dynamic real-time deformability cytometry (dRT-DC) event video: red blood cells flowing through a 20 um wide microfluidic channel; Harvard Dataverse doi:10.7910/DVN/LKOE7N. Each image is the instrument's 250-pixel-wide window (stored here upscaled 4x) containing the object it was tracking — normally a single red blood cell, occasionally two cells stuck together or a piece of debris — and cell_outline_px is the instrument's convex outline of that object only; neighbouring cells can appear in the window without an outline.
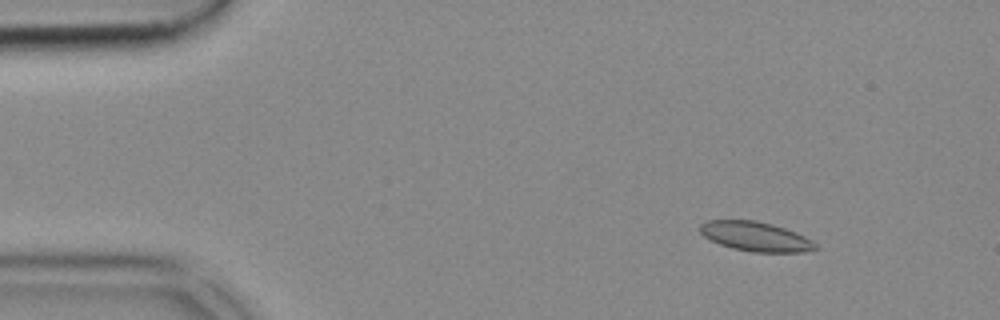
{"species": "common noctule bat (a hibernating species)", "species_latin": "Nyctalus noctula", "temperature_condition": "cold", "stored_images_in_passage": 41, "camera_frame_rate_fps": 3000, "um_per_image_px": 0.085, "animal": {"sex": "female", "body_mass_g": 18.4}, "frame": {"image": 1, "passage_image": 7, "time_ms": 2.0, "image_size_px": [1000, 320], "cell_outline_px": [[820, 248], [804, 252], [752, 252], [732, 248], [708, 240], [700, 232], [700, 224], [704, 220], [756, 220], [772, 224], [796, 232], [812, 240]], "centroid_in_image_um": [64.21, 20.1], "position_along_channel_um": 20.8, "area_um2": 20.0}}
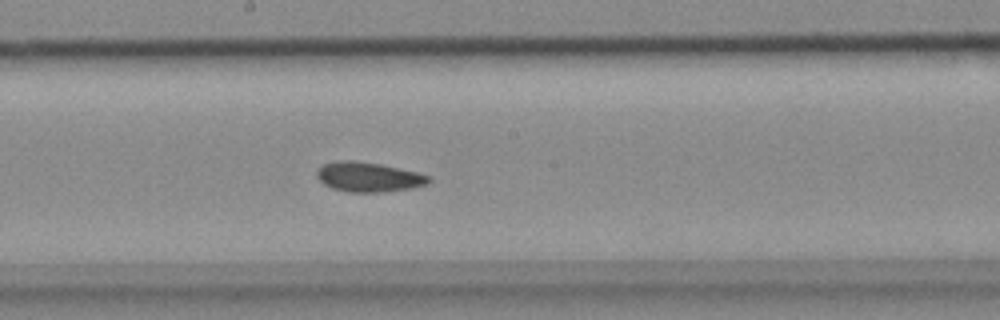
{"frame": {"image": 2, "passage_image": 29, "time_ms": 9.333, "image_size_px": [1000, 320], "cell_outline_px": [[432, 180], [428, 184], [412, 188], [380, 192], [348, 192], [332, 188], [324, 184], [316, 176], [316, 168], [324, 164], [336, 160], [352, 160], [380, 164], [416, 172], [432, 176]], "centroid_in_image_um": [31.32, 15.04], "position_along_channel_um": 216.9, "area_um2": 19.48}}
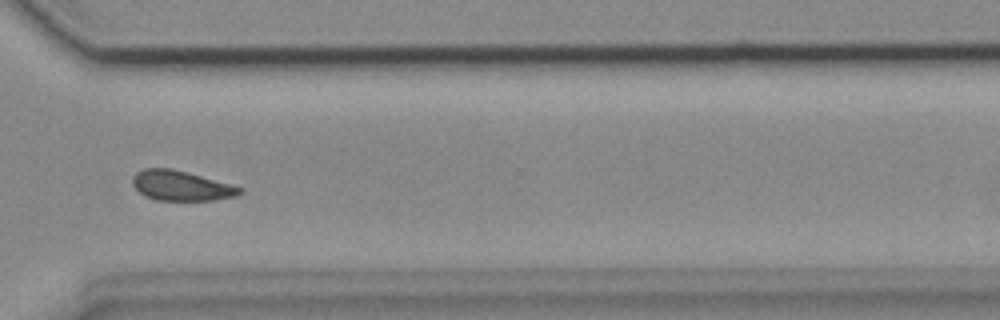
{"frame": {"image": 3, "passage_image": 40, "time_ms": 13.0, "image_size_px": [1000, 320], "cell_outline_px": [[244, 192], [236, 196], [212, 200], [156, 200], [144, 196], [132, 184], [132, 180], [136, 172], [144, 168], [172, 168], [188, 172], [244, 188]], "centroid_in_image_um": [15.4, 15.78], "position_along_channel_um": 355.2, "area_um2": 18.73}}